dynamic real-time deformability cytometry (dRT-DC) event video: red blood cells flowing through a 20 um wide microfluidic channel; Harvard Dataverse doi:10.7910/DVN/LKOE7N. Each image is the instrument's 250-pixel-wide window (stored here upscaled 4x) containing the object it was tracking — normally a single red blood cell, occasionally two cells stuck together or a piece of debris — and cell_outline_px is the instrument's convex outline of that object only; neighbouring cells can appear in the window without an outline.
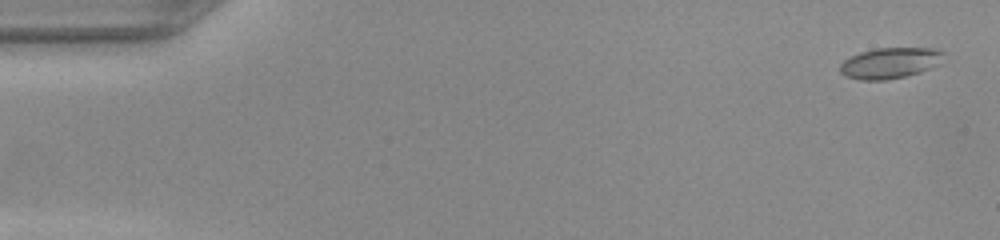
{"species": "common noctule bat (a hibernating species)", "species_latin": "Nyctalus noctula", "temperature_condition": "warm", "stored_images_in_passage": 50, "camera_frame_rate_fps": 3000, "um_per_image_px": 0.085, "animal": {"sex": "female", "body_mass_g": 22.0, "forearm_length_mm": 56.7}, "frame": {"image": 1, "passage_image": 2, "time_ms": 0.333, "image_size_px": [1000, 240], "cell_outline_px": [[944, 52], [940, 64], [920, 72], [904, 76], [884, 80], [860, 80], [844, 76], [840, 72], [840, 64], [844, 60], [860, 52], [876, 48], [936, 48]], "centroid_in_image_um": [75.65, 5.35], "position_along_channel_um": 9.4, "area_um2": 18.61}}
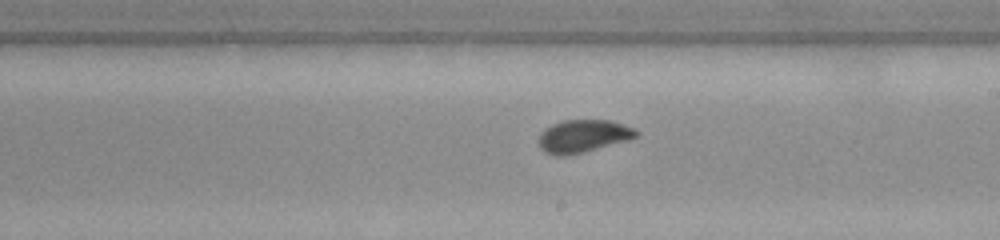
{"frame": {"image": 2, "passage_image": 29, "time_ms": 9.333, "image_size_px": [1000, 240], "cell_outline_px": [[640, 132], [636, 136], [628, 140], [584, 152], [564, 156], [556, 156], [544, 152], [540, 148], [540, 132], [544, 128], [552, 124], [564, 120], [612, 120], [636, 128]], "centroid_in_image_um": [49.58, 11.56], "position_along_channel_um": 239.4, "area_um2": 18.73}}
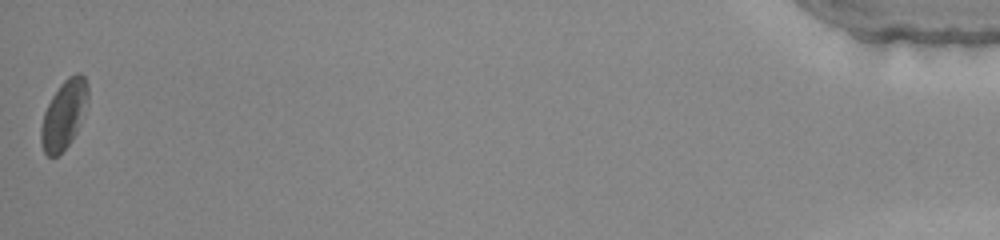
{"frame": {"image": 3, "passage_image": 50, "time_ms": 16.333, "image_size_px": [1000, 240], "cell_outline_px": [[88, 104], [76, 132], [68, 144], [56, 156], [48, 156], [44, 152], [40, 140], [40, 128], [44, 112], [52, 96], [60, 84], [68, 76], [76, 72], [80, 72], [84, 76], [88, 84]], "centroid_in_image_um": [5.44, 9.69], "position_along_channel_um": 429.8, "area_um2": 18.79}}